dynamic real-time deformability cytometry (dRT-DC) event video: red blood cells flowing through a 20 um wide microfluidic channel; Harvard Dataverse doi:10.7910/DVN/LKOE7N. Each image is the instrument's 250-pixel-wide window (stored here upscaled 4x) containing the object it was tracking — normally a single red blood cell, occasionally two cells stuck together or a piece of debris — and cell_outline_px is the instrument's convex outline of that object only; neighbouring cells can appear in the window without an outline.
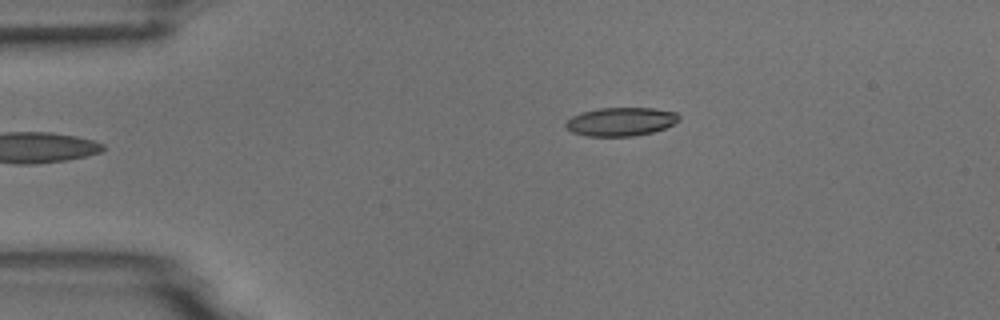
{"species": "common noctule bat (a hibernating species)", "species_latin": "Nyctalus noctula", "temperature_condition": "room temperature", "stored_images_in_passage": 5, "segment_of_instrument_passage": [2, 2], "camera_frame_rate_fps": 3000, "um_per_image_px": 0.085, "animal": {"sex": "male", "body_mass_g": 18.8}, "frame": {"image": 1, "passage_image": 5, "time_ms": 5.333, "image_size_px": [1000, 320], "cell_outline_px": [[680, 120], [664, 128], [652, 132], [632, 136], [588, 136], [572, 132], [564, 124], [572, 116], [580, 112], [600, 108], [656, 108], [676, 112], [680, 116]], "centroid_in_image_um": [52.78, 10.33], "position_along_channel_um": 32.2, "area_um2": 18.79}}